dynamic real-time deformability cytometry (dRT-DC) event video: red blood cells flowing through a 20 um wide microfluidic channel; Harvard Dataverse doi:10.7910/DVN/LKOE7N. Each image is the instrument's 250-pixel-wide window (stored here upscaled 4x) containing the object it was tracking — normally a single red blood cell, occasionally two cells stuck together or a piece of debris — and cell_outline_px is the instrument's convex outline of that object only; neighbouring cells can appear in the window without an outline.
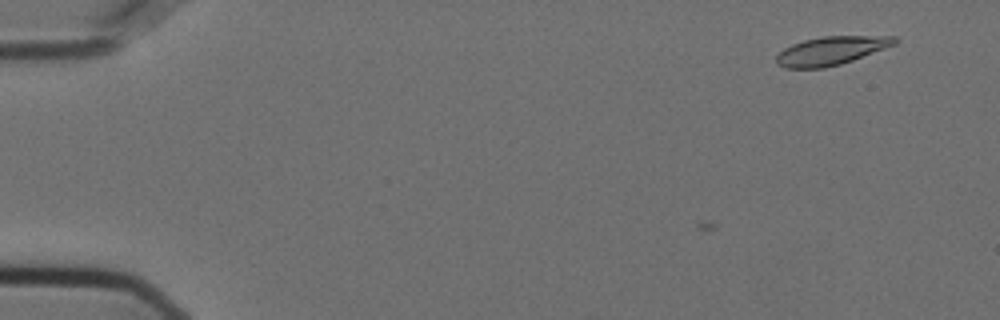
{"species": "Egyptian fruit bat (a non-hibernating species)", "species_latin": "Rousettus aegyptiacus", "temperature_condition": "cold", "stored_images_in_passage": 3, "camera_frame_rate_fps": 3000, "um_per_image_px": 0.085, "animal": {"sex": "female"}, "frame": {"image": 1, "passage_image": 3, "time_ms": 0.667, "image_size_px": [1000, 320], "cell_outline_px": [[900, 40], [896, 44], [852, 60], [840, 64], [824, 68], [784, 68], [776, 64], [776, 56], [784, 48], [792, 44], [804, 40], [824, 36], [896, 36]], "centroid_in_image_um": [70.64, 4.31], "position_along_channel_um": 14.4, "area_um2": 19.59}}